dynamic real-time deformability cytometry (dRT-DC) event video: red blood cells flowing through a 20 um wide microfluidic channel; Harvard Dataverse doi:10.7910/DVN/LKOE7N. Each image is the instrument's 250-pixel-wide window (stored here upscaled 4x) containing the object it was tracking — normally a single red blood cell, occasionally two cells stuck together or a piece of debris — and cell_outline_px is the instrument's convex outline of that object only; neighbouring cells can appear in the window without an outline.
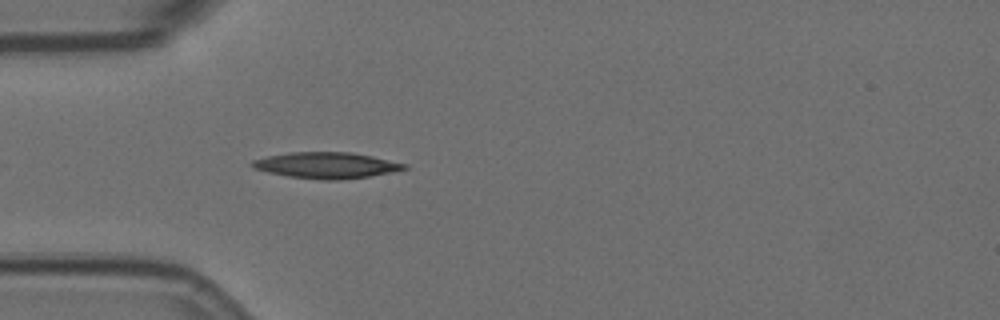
{"species": "Egyptian fruit bat (a non-hibernating species)", "species_latin": "Rousettus aegyptiacus", "temperature_condition": "room temperature", "stored_images_in_passage": 5, "camera_frame_rate_fps": 3000, "um_per_image_px": 0.085, "animal": {"sex": "female"}, "frame": {"image": 1, "passage_image": 5, "time_ms": 1.333, "image_size_px": [1000, 320], "cell_outline_px": [[408, 168], [368, 176], [336, 180], [320, 180], [288, 176], [268, 172], [252, 168], [248, 164], [252, 160], [268, 156], [292, 152], [352, 152], [372, 156], [408, 164]], "centroid_in_image_um": [27.7, 14.04], "position_along_channel_um": 57.3, "area_um2": 23.0}}